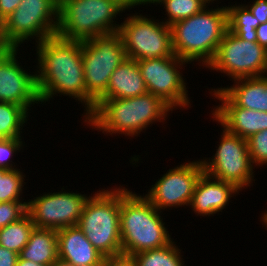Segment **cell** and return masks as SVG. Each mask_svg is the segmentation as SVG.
<instances>
[{
  "instance_id": "6da1fadb",
  "label": "cell",
  "mask_w": 267,
  "mask_h": 266,
  "mask_svg": "<svg viewBox=\"0 0 267 266\" xmlns=\"http://www.w3.org/2000/svg\"><path fill=\"white\" fill-rule=\"evenodd\" d=\"M36 45L39 70L36 71L40 101L46 103L60 94L81 102L86 109V85L82 42L66 40L58 35Z\"/></svg>"
},
{
  "instance_id": "7a4b0ae2",
  "label": "cell",
  "mask_w": 267,
  "mask_h": 266,
  "mask_svg": "<svg viewBox=\"0 0 267 266\" xmlns=\"http://www.w3.org/2000/svg\"><path fill=\"white\" fill-rule=\"evenodd\" d=\"M173 109L152 93L125 99H99L94 110L83 119L104 134L140 135L153 123L163 122Z\"/></svg>"
},
{
  "instance_id": "3957f363",
  "label": "cell",
  "mask_w": 267,
  "mask_h": 266,
  "mask_svg": "<svg viewBox=\"0 0 267 266\" xmlns=\"http://www.w3.org/2000/svg\"><path fill=\"white\" fill-rule=\"evenodd\" d=\"M159 211L143 195L120 187V236L122 257L158 249L173 239Z\"/></svg>"
},
{
  "instance_id": "277c9868",
  "label": "cell",
  "mask_w": 267,
  "mask_h": 266,
  "mask_svg": "<svg viewBox=\"0 0 267 266\" xmlns=\"http://www.w3.org/2000/svg\"><path fill=\"white\" fill-rule=\"evenodd\" d=\"M170 27L174 54L190 64L198 61L199 66L207 67L228 30L227 6L214 9L206 6L201 12L176 21Z\"/></svg>"
},
{
  "instance_id": "5b68a950",
  "label": "cell",
  "mask_w": 267,
  "mask_h": 266,
  "mask_svg": "<svg viewBox=\"0 0 267 266\" xmlns=\"http://www.w3.org/2000/svg\"><path fill=\"white\" fill-rule=\"evenodd\" d=\"M125 10L130 8L121 0H59L56 35L66 40L83 42L96 36L119 32L120 25L116 24L115 18Z\"/></svg>"
},
{
  "instance_id": "8992f818",
  "label": "cell",
  "mask_w": 267,
  "mask_h": 266,
  "mask_svg": "<svg viewBox=\"0 0 267 266\" xmlns=\"http://www.w3.org/2000/svg\"><path fill=\"white\" fill-rule=\"evenodd\" d=\"M101 189L90 196L78 226L107 259L122 257L120 236V187Z\"/></svg>"
},
{
  "instance_id": "52a82bcc",
  "label": "cell",
  "mask_w": 267,
  "mask_h": 266,
  "mask_svg": "<svg viewBox=\"0 0 267 266\" xmlns=\"http://www.w3.org/2000/svg\"><path fill=\"white\" fill-rule=\"evenodd\" d=\"M86 85L85 119L106 93L111 74L127 58L119 32L93 37L82 42Z\"/></svg>"
},
{
  "instance_id": "ba28073f",
  "label": "cell",
  "mask_w": 267,
  "mask_h": 266,
  "mask_svg": "<svg viewBox=\"0 0 267 266\" xmlns=\"http://www.w3.org/2000/svg\"><path fill=\"white\" fill-rule=\"evenodd\" d=\"M58 22L59 0H22L2 22L3 38L10 48L31 38L38 43L56 35Z\"/></svg>"
},
{
  "instance_id": "9c48e42d",
  "label": "cell",
  "mask_w": 267,
  "mask_h": 266,
  "mask_svg": "<svg viewBox=\"0 0 267 266\" xmlns=\"http://www.w3.org/2000/svg\"><path fill=\"white\" fill-rule=\"evenodd\" d=\"M159 21L135 12L120 23L119 33L127 58L140 60L175 56L171 27Z\"/></svg>"
},
{
  "instance_id": "30bf717a",
  "label": "cell",
  "mask_w": 267,
  "mask_h": 266,
  "mask_svg": "<svg viewBox=\"0 0 267 266\" xmlns=\"http://www.w3.org/2000/svg\"><path fill=\"white\" fill-rule=\"evenodd\" d=\"M220 144L210 159H202L204 173L214 179L233 183L238 189L253 187L254 165L248 151L247 139L222 127Z\"/></svg>"
},
{
  "instance_id": "8fae6325",
  "label": "cell",
  "mask_w": 267,
  "mask_h": 266,
  "mask_svg": "<svg viewBox=\"0 0 267 266\" xmlns=\"http://www.w3.org/2000/svg\"><path fill=\"white\" fill-rule=\"evenodd\" d=\"M233 80L267 75V49L226 31L213 61L206 67Z\"/></svg>"
},
{
  "instance_id": "7c38bea8",
  "label": "cell",
  "mask_w": 267,
  "mask_h": 266,
  "mask_svg": "<svg viewBox=\"0 0 267 266\" xmlns=\"http://www.w3.org/2000/svg\"><path fill=\"white\" fill-rule=\"evenodd\" d=\"M148 93L161 98L172 109L189 108L190 98L181 69L187 61L175 56L136 60ZM180 69V70H179ZM181 71V72H180Z\"/></svg>"
},
{
  "instance_id": "4fadbf2b",
  "label": "cell",
  "mask_w": 267,
  "mask_h": 266,
  "mask_svg": "<svg viewBox=\"0 0 267 266\" xmlns=\"http://www.w3.org/2000/svg\"><path fill=\"white\" fill-rule=\"evenodd\" d=\"M90 195L74 192H49L27 203V213L37 228L61 229L77 226Z\"/></svg>"
},
{
  "instance_id": "5bb4252c",
  "label": "cell",
  "mask_w": 267,
  "mask_h": 266,
  "mask_svg": "<svg viewBox=\"0 0 267 266\" xmlns=\"http://www.w3.org/2000/svg\"><path fill=\"white\" fill-rule=\"evenodd\" d=\"M204 173L202 161L193 160L169 169L143 196L159 211L189 206L195 186Z\"/></svg>"
},
{
  "instance_id": "9a60e30c",
  "label": "cell",
  "mask_w": 267,
  "mask_h": 266,
  "mask_svg": "<svg viewBox=\"0 0 267 266\" xmlns=\"http://www.w3.org/2000/svg\"><path fill=\"white\" fill-rule=\"evenodd\" d=\"M17 51L18 48H10L0 55V102L14 103L29 113L32 104L41 102L36 72L30 74L19 64Z\"/></svg>"
},
{
  "instance_id": "2e32d148",
  "label": "cell",
  "mask_w": 267,
  "mask_h": 266,
  "mask_svg": "<svg viewBox=\"0 0 267 266\" xmlns=\"http://www.w3.org/2000/svg\"><path fill=\"white\" fill-rule=\"evenodd\" d=\"M212 93L221 102L211 111L212 118L227 131L248 139L257 132L267 130V112L238 107L221 89Z\"/></svg>"
},
{
  "instance_id": "e0dca14e",
  "label": "cell",
  "mask_w": 267,
  "mask_h": 266,
  "mask_svg": "<svg viewBox=\"0 0 267 266\" xmlns=\"http://www.w3.org/2000/svg\"><path fill=\"white\" fill-rule=\"evenodd\" d=\"M57 235L59 264L103 266L107 258L90 243L78 225L58 229Z\"/></svg>"
},
{
  "instance_id": "ac0fdd59",
  "label": "cell",
  "mask_w": 267,
  "mask_h": 266,
  "mask_svg": "<svg viewBox=\"0 0 267 266\" xmlns=\"http://www.w3.org/2000/svg\"><path fill=\"white\" fill-rule=\"evenodd\" d=\"M241 191L233 183L214 179L203 173L195 186L190 201V208L201 216H214L229 205L231 197Z\"/></svg>"
},
{
  "instance_id": "d6986e66",
  "label": "cell",
  "mask_w": 267,
  "mask_h": 266,
  "mask_svg": "<svg viewBox=\"0 0 267 266\" xmlns=\"http://www.w3.org/2000/svg\"><path fill=\"white\" fill-rule=\"evenodd\" d=\"M147 92L137 61L126 58L111 74L107 91L100 99H125Z\"/></svg>"
},
{
  "instance_id": "ffe728a7",
  "label": "cell",
  "mask_w": 267,
  "mask_h": 266,
  "mask_svg": "<svg viewBox=\"0 0 267 266\" xmlns=\"http://www.w3.org/2000/svg\"><path fill=\"white\" fill-rule=\"evenodd\" d=\"M233 81L230 87L211 89V95L221 89L238 107L267 112V75Z\"/></svg>"
},
{
  "instance_id": "44dd1931",
  "label": "cell",
  "mask_w": 267,
  "mask_h": 266,
  "mask_svg": "<svg viewBox=\"0 0 267 266\" xmlns=\"http://www.w3.org/2000/svg\"><path fill=\"white\" fill-rule=\"evenodd\" d=\"M58 235L56 229L34 227L29 241L21 250L19 257L46 266H57Z\"/></svg>"
},
{
  "instance_id": "7402d4cb",
  "label": "cell",
  "mask_w": 267,
  "mask_h": 266,
  "mask_svg": "<svg viewBox=\"0 0 267 266\" xmlns=\"http://www.w3.org/2000/svg\"><path fill=\"white\" fill-rule=\"evenodd\" d=\"M228 30L240 39L257 42L256 28L260 25L259 20L253 16L246 5L227 7Z\"/></svg>"
},
{
  "instance_id": "603a6c76",
  "label": "cell",
  "mask_w": 267,
  "mask_h": 266,
  "mask_svg": "<svg viewBox=\"0 0 267 266\" xmlns=\"http://www.w3.org/2000/svg\"><path fill=\"white\" fill-rule=\"evenodd\" d=\"M181 250L171 242L165 247L139 252L130 257L134 266H184Z\"/></svg>"
},
{
  "instance_id": "cb8c5ba5",
  "label": "cell",
  "mask_w": 267,
  "mask_h": 266,
  "mask_svg": "<svg viewBox=\"0 0 267 266\" xmlns=\"http://www.w3.org/2000/svg\"><path fill=\"white\" fill-rule=\"evenodd\" d=\"M34 227L32 218L27 213L20 220L0 229V246L20 254L29 241Z\"/></svg>"
},
{
  "instance_id": "d4e9b609",
  "label": "cell",
  "mask_w": 267,
  "mask_h": 266,
  "mask_svg": "<svg viewBox=\"0 0 267 266\" xmlns=\"http://www.w3.org/2000/svg\"><path fill=\"white\" fill-rule=\"evenodd\" d=\"M28 112L21 106L0 102V139L22 138L21 133L28 119Z\"/></svg>"
},
{
  "instance_id": "484cf974",
  "label": "cell",
  "mask_w": 267,
  "mask_h": 266,
  "mask_svg": "<svg viewBox=\"0 0 267 266\" xmlns=\"http://www.w3.org/2000/svg\"><path fill=\"white\" fill-rule=\"evenodd\" d=\"M164 6L168 19L163 20L167 25H172L174 22L186 19L201 12L208 6L202 0H156L155 3Z\"/></svg>"
},
{
  "instance_id": "4316f807",
  "label": "cell",
  "mask_w": 267,
  "mask_h": 266,
  "mask_svg": "<svg viewBox=\"0 0 267 266\" xmlns=\"http://www.w3.org/2000/svg\"><path fill=\"white\" fill-rule=\"evenodd\" d=\"M24 177L25 175L20 169L0 168V202L22 200L21 195H23V187L26 184Z\"/></svg>"
},
{
  "instance_id": "83f0119b",
  "label": "cell",
  "mask_w": 267,
  "mask_h": 266,
  "mask_svg": "<svg viewBox=\"0 0 267 266\" xmlns=\"http://www.w3.org/2000/svg\"><path fill=\"white\" fill-rule=\"evenodd\" d=\"M247 145L254 167L267 165V130L250 136L247 139Z\"/></svg>"
},
{
  "instance_id": "f1b7e54d",
  "label": "cell",
  "mask_w": 267,
  "mask_h": 266,
  "mask_svg": "<svg viewBox=\"0 0 267 266\" xmlns=\"http://www.w3.org/2000/svg\"><path fill=\"white\" fill-rule=\"evenodd\" d=\"M27 203L23 200L0 202V229L24 217L27 214Z\"/></svg>"
},
{
  "instance_id": "f546056e",
  "label": "cell",
  "mask_w": 267,
  "mask_h": 266,
  "mask_svg": "<svg viewBox=\"0 0 267 266\" xmlns=\"http://www.w3.org/2000/svg\"><path fill=\"white\" fill-rule=\"evenodd\" d=\"M23 144L24 143L21 138L0 139V168L8 170L18 169L15 163L12 162L13 160H11V158L23 149Z\"/></svg>"
},
{
  "instance_id": "4dcf8cb0",
  "label": "cell",
  "mask_w": 267,
  "mask_h": 266,
  "mask_svg": "<svg viewBox=\"0 0 267 266\" xmlns=\"http://www.w3.org/2000/svg\"><path fill=\"white\" fill-rule=\"evenodd\" d=\"M253 4L246 5L260 24L267 22V0H255Z\"/></svg>"
},
{
  "instance_id": "1f68e13d",
  "label": "cell",
  "mask_w": 267,
  "mask_h": 266,
  "mask_svg": "<svg viewBox=\"0 0 267 266\" xmlns=\"http://www.w3.org/2000/svg\"><path fill=\"white\" fill-rule=\"evenodd\" d=\"M22 0H0V21L3 22L17 9Z\"/></svg>"
},
{
  "instance_id": "d6a6232c",
  "label": "cell",
  "mask_w": 267,
  "mask_h": 266,
  "mask_svg": "<svg viewBox=\"0 0 267 266\" xmlns=\"http://www.w3.org/2000/svg\"><path fill=\"white\" fill-rule=\"evenodd\" d=\"M19 254L0 246V266H16Z\"/></svg>"
},
{
  "instance_id": "836d02e7",
  "label": "cell",
  "mask_w": 267,
  "mask_h": 266,
  "mask_svg": "<svg viewBox=\"0 0 267 266\" xmlns=\"http://www.w3.org/2000/svg\"><path fill=\"white\" fill-rule=\"evenodd\" d=\"M257 42L267 49V22L256 28Z\"/></svg>"
},
{
  "instance_id": "e575fe53",
  "label": "cell",
  "mask_w": 267,
  "mask_h": 266,
  "mask_svg": "<svg viewBox=\"0 0 267 266\" xmlns=\"http://www.w3.org/2000/svg\"><path fill=\"white\" fill-rule=\"evenodd\" d=\"M103 266H134V263L130 258L120 257L106 259Z\"/></svg>"
},
{
  "instance_id": "d590c367",
  "label": "cell",
  "mask_w": 267,
  "mask_h": 266,
  "mask_svg": "<svg viewBox=\"0 0 267 266\" xmlns=\"http://www.w3.org/2000/svg\"><path fill=\"white\" fill-rule=\"evenodd\" d=\"M128 8L132 9L140 5L154 4L156 0H121Z\"/></svg>"
},
{
  "instance_id": "8d00e7d4",
  "label": "cell",
  "mask_w": 267,
  "mask_h": 266,
  "mask_svg": "<svg viewBox=\"0 0 267 266\" xmlns=\"http://www.w3.org/2000/svg\"><path fill=\"white\" fill-rule=\"evenodd\" d=\"M10 49L9 45L5 42L3 38V26L0 21V55L4 54Z\"/></svg>"
},
{
  "instance_id": "74e56055",
  "label": "cell",
  "mask_w": 267,
  "mask_h": 266,
  "mask_svg": "<svg viewBox=\"0 0 267 266\" xmlns=\"http://www.w3.org/2000/svg\"><path fill=\"white\" fill-rule=\"evenodd\" d=\"M16 266H46V265L37 264L36 262L30 261V260L21 259L20 257H18Z\"/></svg>"
},
{
  "instance_id": "f35d334b",
  "label": "cell",
  "mask_w": 267,
  "mask_h": 266,
  "mask_svg": "<svg viewBox=\"0 0 267 266\" xmlns=\"http://www.w3.org/2000/svg\"><path fill=\"white\" fill-rule=\"evenodd\" d=\"M261 221H262V225H265L267 228V211H265V213H263L262 217H261Z\"/></svg>"
},
{
  "instance_id": "ab89813d",
  "label": "cell",
  "mask_w": 267,
  "mask_h": 266,
  "mask_svg": "<svg viewBox=\"0 0 267 266\" xmlns=\"http://www.w3.org/2000/svg\"><path fill=\"white\" fill-rule=\"evenodd\" d=\"M202 1H204L209 6L210 2L214 3L213 1H218V0H202Z\"/></svg>"
}]
</instances>
